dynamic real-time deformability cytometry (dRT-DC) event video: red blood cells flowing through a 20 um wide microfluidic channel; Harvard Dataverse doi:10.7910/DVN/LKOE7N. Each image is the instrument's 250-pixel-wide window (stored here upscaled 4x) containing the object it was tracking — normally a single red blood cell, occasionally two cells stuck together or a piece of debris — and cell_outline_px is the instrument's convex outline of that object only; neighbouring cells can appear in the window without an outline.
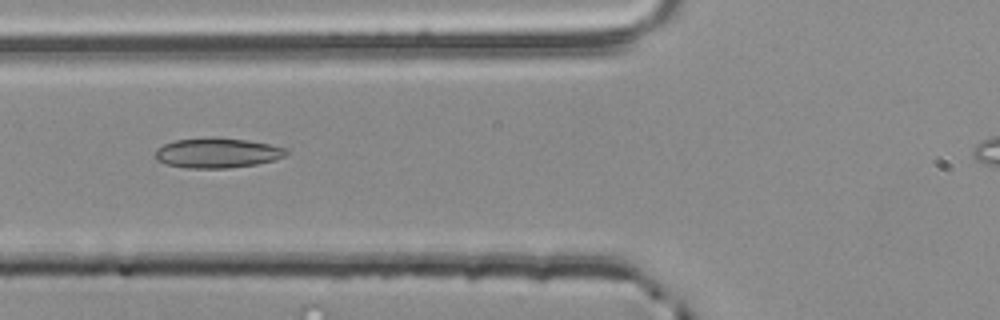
{"species": "common noctule bat (a hibernating species)", "species_latin": "Nyctalus noctula", "temperature_condition": "room temperature", "stored_images_in_passage": 35, "camera_frame_rate_fps": 3000, "um_per_image_px": 0.085, "animal": {"sex": "male", "body_mass_g": 20.4}, "frame": {"image": 1, "passage_image": 7, "time_ms": 2.0, "image_size_px": [1000, 320], "cell_outline_px": [[288, 152], [284, 156], [272, 160], [256, 164], [224, 168], [188, 168], [164, 164], [156, 160], [156, 148], [164, 144], [176, 140], [248, 140], [288, 148]], "centroid_in_image_um": [18.46, 13.04], "position_along_channel_um": 107.3, "area_um2": 21.91}}
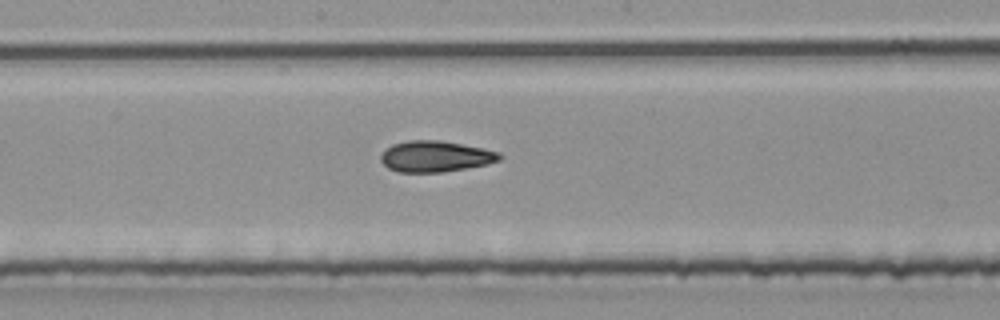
{"frame": {"image": 2, "passage_image": 15, "time_ms": 4.667, "image_size_px": [1000, 320], "cell_outline_px": [[504, 156], [500, 160], [488, 164], [440, 172], [400, 172], [388, 168], [380, 160], [380, 156], [384, 148], [392, 144], [408, 140], [440, 140], [500, 152]], "centroid_in_image_um": [36.98, 13.29], "position_along_channel_um": 211.2, "area_um2": 21.44}}
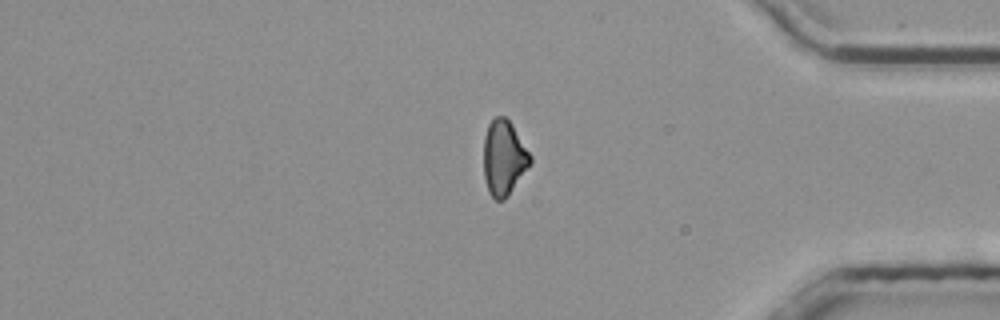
{"frame": {"image": 3, "passage_image": 31, "time_ms": 10.0, "image_size_px": [1000, 320], "cell_outline_px": [[532, 160], [508, 196], [504, 200], [496, 200], [488, 192], [484, 176], [484, 136], [488, 124], [496, 116], [504, 116], [512, 124], [532, 156]], "centroid_in_image_um": [42.81, 13.41], "position_along_channel_um": 392.4, "area_um2": 20.23}}